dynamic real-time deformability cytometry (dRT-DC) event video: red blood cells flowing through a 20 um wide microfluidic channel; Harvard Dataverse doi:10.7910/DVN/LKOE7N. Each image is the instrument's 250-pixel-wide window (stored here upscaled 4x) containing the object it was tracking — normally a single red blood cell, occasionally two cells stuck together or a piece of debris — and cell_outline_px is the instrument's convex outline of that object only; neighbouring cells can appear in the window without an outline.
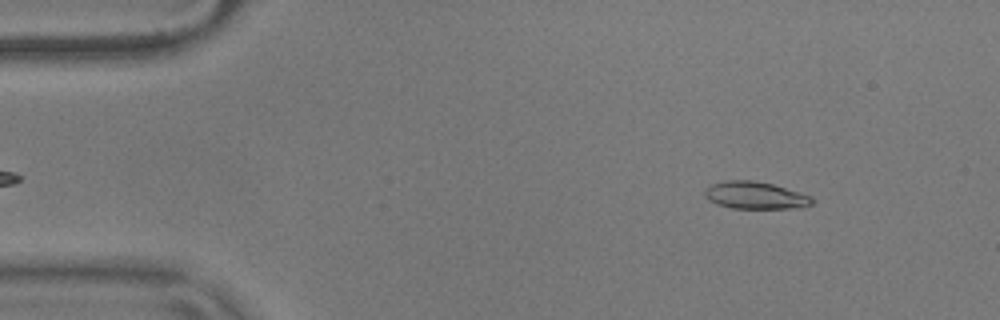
{"species": "common noctule bat (a hibernating species)", "species_latin": "Nyctalus noctula", "temperature_condition": "warm", "stored_images_in_passage": 53, "camera_frame_rate_fps": 3000, "um_per_image_px": 0.085, "animal": {"sex": "male", "body_mass_g": 17.9}, "frame": {"image": 1, "passage_image": 5, "time_ms": 1.333, "image_size_px": [1000, 320], "cell_outline_px": [[812, 204], [800, 208], [732, 208], [716, 204], [708, 200], [704, 196], [704, 192], [712, 184], [728, 180], [752, 180], [772, 184], [812, 196]], "centroid_in_image_um": [64.19, 16.61], "position_along_channel_um": 20.8, "area_um2": 16.94}}
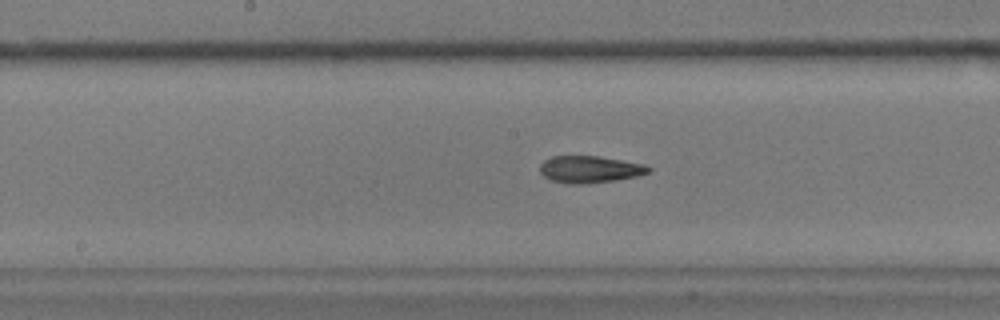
{"frame": {"image": 2, "passage_image": 26, "time_ms": 8.333, "image_size_px": [1000, 320], "cell_outline_px": [[652, 168], [648, 172], [636, 176], [616, 180], [580, 184], [568, 184], [552, 180], [544, 176], [540, 172], [540, 164], [544, 160], [552, 156], [600, 156], [644, 164]], "centroid_in_image_um": [50.11, 14.39], "position_along_channel_um": 198.1, "area_um2": 16.99}}
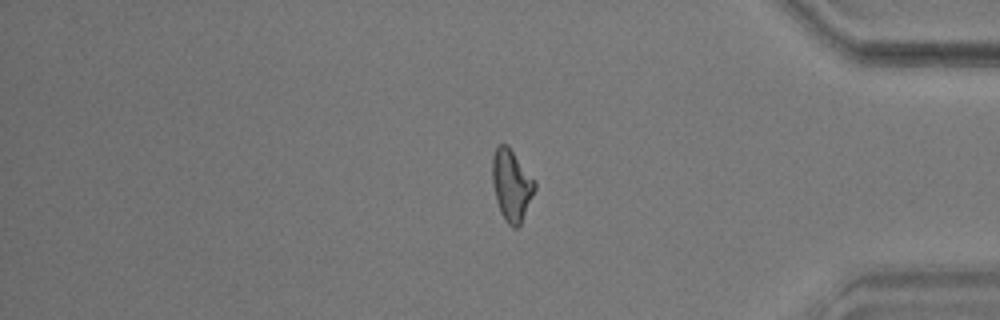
{"frame": {"image": 3, "passage_image": 44, "time_ms": 14.333, "image_size_px": [1000, 320], "cell_outline_px": [[536, 188], [520, 224], [516, 228], [512, 228], [508, 224], [500, 212], [496, 200], [492, 184], [492, 156], [496, 148], [500, 144], [508, 144], [536, 180]], "centroid_in_image_um": [43.48, 15.7], "position_along_channel_um": 391.7, "area_um2": 17.86}, "authors_computed_cell_mechanics": {"area_um2": 17.1088, "velocity_mm_per_s": 3.6547, "shape_relaxation_time_tau1_ms": null, "shape_relaxation_time_tau2_ms": 4.2363, "deformation_change_tau1": null, "deformation_change_tau2": 0.132}}